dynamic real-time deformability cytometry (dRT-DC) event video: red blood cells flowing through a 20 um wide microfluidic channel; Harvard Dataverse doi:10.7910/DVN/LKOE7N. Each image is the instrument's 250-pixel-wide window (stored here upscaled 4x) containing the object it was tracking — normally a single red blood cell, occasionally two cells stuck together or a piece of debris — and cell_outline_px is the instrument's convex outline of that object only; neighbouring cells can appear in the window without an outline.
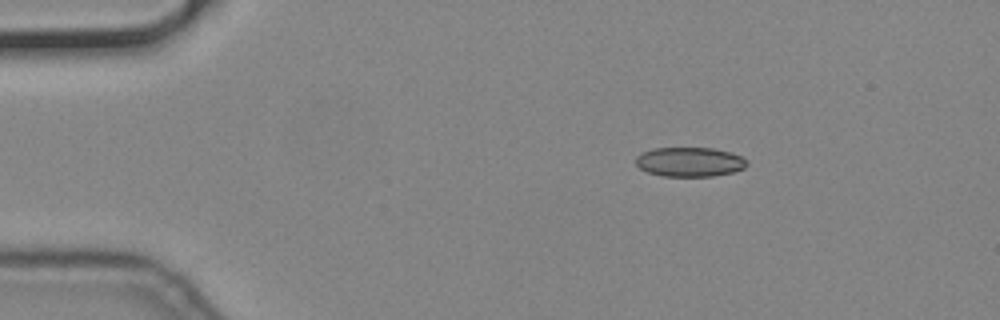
{"species": "common noctule bat (a hibernating species)", "species_latin": "Nyctalus noctula", "temperature_condition": "cold", "stored_images_in_passage": 2, "camera_frame_rate_fps": 3000, "um_per_image_px": 0.085, "animal": {"sex": "male", "body_mass_g": 19.2, "forearm_length_mm": 51.8}, "frame": {"image": 1, "passage_image": 2, "time_ms": 0.333, "image_size_px": [1000, 320], "cell_outline_px": [[748, 164], [744, 168], [732, 172], [712, 176], [664, 176], [648, 172], [640, 168], [636, 164], [636, 156], [652, 148], [712, 148], [728, 152], [740, 156], [748, 160]], "centroid_in_image_um": [58.62, 13.76], "position_along_channel_um": 26.4, "area_um2": 18.9}}